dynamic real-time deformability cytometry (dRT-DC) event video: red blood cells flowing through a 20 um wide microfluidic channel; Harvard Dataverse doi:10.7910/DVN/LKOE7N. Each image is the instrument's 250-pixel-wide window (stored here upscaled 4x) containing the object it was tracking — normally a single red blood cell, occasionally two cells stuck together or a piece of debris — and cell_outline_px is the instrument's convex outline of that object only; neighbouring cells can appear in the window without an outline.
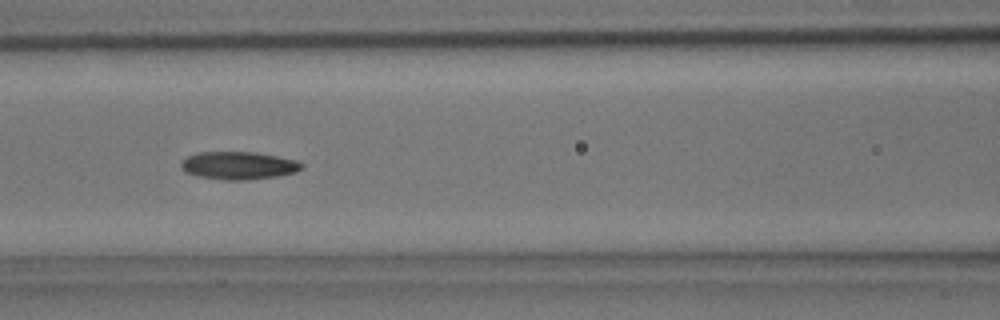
{"species": "common noctule bat (a hibernating species)", "species_latin": "Nyctalus noctula", "temperature_condition": "room temperature", "stored_images_in_passage": 43, "camera_frame_rate_fps": 3000, "um_per_image_px": 0.085, "animal": {"sex": "male", "body_mass_g": 15.6}, "frame": {"image": 1, "passage_image": 19, "time_ms": 6.0, "image_size_px": [1000, 320], "cell_outline_px": [[304, 168], [296, 172], [280, 176], [244, 180], [224, 180], [200, 176], [184, 172], [180, 168], [180, 164], [188, 156], [196, 152], [256, 152], [296, 160], [304, 164]], "centroid_in_image_um": [20.3, 14.07], "position_along_channel_um": 146.3, "area_um2": 19.65}}